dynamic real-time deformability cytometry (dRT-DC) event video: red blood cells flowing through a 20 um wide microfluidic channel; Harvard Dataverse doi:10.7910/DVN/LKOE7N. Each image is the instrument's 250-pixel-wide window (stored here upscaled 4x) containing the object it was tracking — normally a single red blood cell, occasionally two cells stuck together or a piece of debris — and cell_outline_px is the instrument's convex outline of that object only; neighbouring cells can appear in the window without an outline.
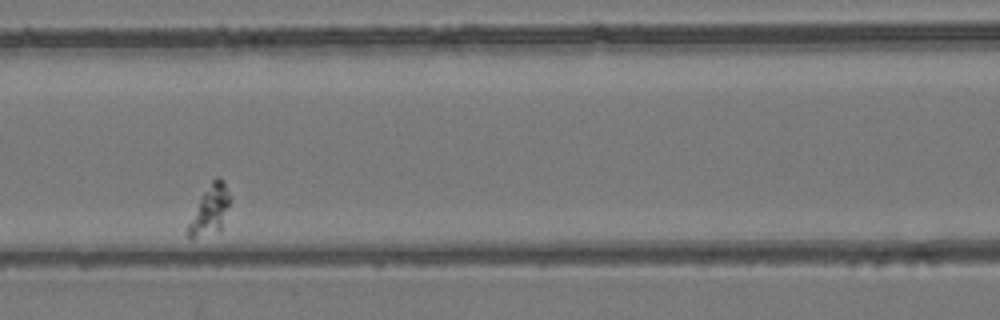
{"species": "common noctule bat (a hibernating species)", "species_latin": "Nyctalus noctula", "temperature_condition": "room temperature", "stored_images_in_passage": 13, "camera_frame_rate_fps": 3000, "um_per_image_px": 0.085, "animal": {"sex": "female", "body_mass_g": 24.6, "forearm_length_mm": 56.2}, "frame": {"image": 1, "passage_image": 8, "time_ms": 8.667, "image_size_px": [1000, 320], "cell_outline_px": [[232, 200], [220, 232], [192, 240], [188, 240], [188, 224], [200, 196], [212, 180], [216, 176], [220, 176], [224, 180]], "centroid_in_image_um": [17.87, 17.87], "position_along_channel_um": 148.7, "area_um2": 12.54}}
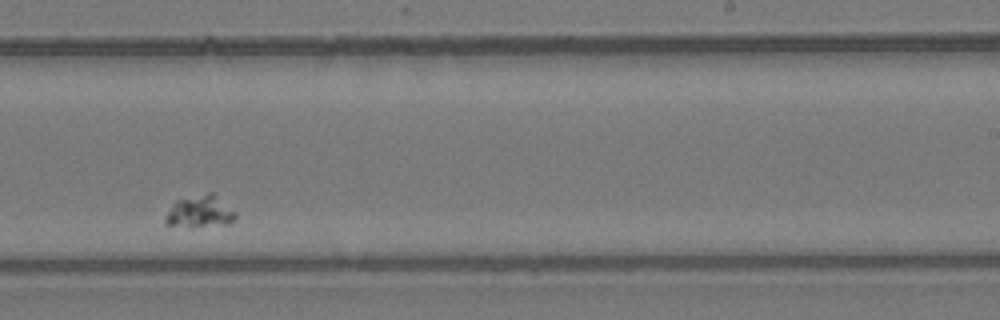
{"frame": {"image": 2, "passage_image": 11, "time_ms": 12.333, "image_size_px": [1000, 320], "cell_outline_px": [[236, 216], [228, 224], [164, 224], [164, 220], [172, 204], [176, 200], [208, 192], [212, 192], [236, 212]], "centroid_in_image_um": [17.01, 17.92], "position_along_channel_um": 272.0, "area_um2": 12.31}}
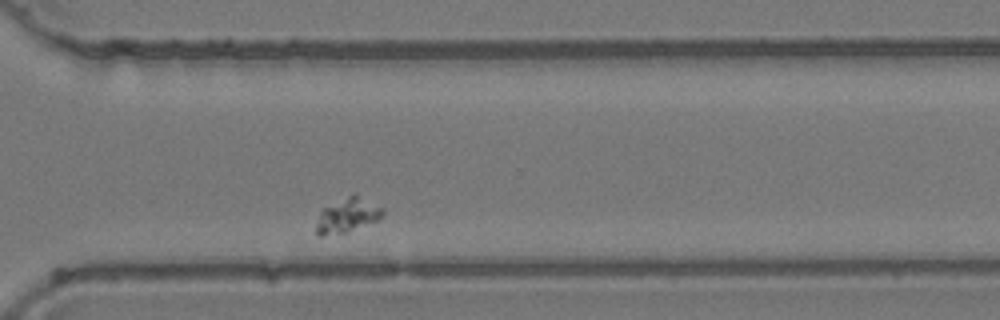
{"frame": {"image": 3, "passage_image": 13, "time_ms": 14.333, "image_size_px": [1000, 320], "cell_outline_px": [[384, 212], [376, 220], [348, 232], [320, 236], [316, 236], [316, 224], [320, 212], [324, 208], [356, 192], [384, 208]], "centroid_in_image_um": [29.54, 18.29], "position_along_channel_um": 341.1, "area_um2": 13.29}}